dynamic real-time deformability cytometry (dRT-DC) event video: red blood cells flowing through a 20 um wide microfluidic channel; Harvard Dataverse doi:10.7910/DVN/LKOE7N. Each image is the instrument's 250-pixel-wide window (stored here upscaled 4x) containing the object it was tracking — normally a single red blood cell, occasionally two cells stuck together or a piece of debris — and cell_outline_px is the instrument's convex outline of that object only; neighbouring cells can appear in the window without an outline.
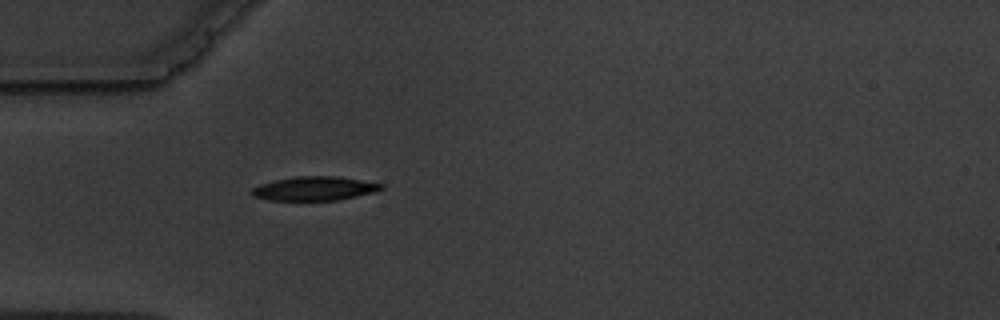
{"species": "common noctule bat (a hibernating species)", "species_latin": "Nyctalus noctula", "temperature_condition": "warm", "stored_images_in_passage": 1, "camera_frame_rate_fps": 3000, "um_per_image_px": 0.085, "animal": {"sex": "male", "body_mass_g": 19.5, "forearm_length_mm": 54.6}, "frame": {"image": 1, "passage_image": 1, "time_ms": 0.0, "image_size_px": [1000, 320], "cell_outline_px": [[384, 188], [376, 192], [336, 200], [268, 200], [252, 196], [252, 188], [260, 184], [276, 180], [296, 176], [336, 176], [384, 184]], "centroid_in_image_um": [26.74, 16.02], "position_along_channel_um": 58.3, "area_um2": 17.98}}